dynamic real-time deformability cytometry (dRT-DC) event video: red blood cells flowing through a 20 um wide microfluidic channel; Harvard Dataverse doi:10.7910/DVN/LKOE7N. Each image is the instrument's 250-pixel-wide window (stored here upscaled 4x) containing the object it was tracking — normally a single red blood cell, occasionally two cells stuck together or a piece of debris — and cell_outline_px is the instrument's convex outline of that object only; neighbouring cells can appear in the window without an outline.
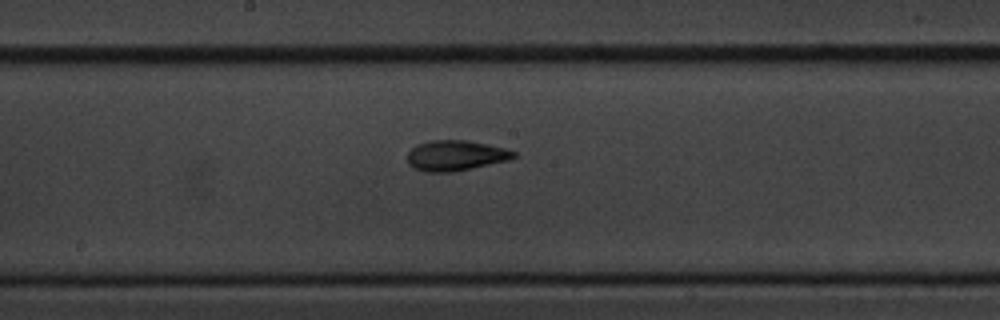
{"species": "common noctule bat (a hibernating species)", "species_latin": "Nyctalus noctula", "temperature_condition": "cold", "stored_images_in_passage": 10, "camera_frame_rate_fps": 3000, "um_per_image_px": 0.085, "animal": {"sex": "male", "body_mass_g": 20.1, "forearm_length_mm": 53.5}, "frame": {"image": 1, "passage_image": 10, "time_ms": 11.333, "image_size_px": [1000, 320], "cell_outline_px": [[516, 156], [508, 160], [472, 168], [452, 172], [424, 172], [412, 168], [408, 164], [408, 152], [416, 144], [432, 140], [468, 140], [488, 144], [504, 148], [516, 152]], "centroid_in_image_um": [38.69, 13.22], "position_along_channel_um": 209.5, "area_um2": 18.9}}